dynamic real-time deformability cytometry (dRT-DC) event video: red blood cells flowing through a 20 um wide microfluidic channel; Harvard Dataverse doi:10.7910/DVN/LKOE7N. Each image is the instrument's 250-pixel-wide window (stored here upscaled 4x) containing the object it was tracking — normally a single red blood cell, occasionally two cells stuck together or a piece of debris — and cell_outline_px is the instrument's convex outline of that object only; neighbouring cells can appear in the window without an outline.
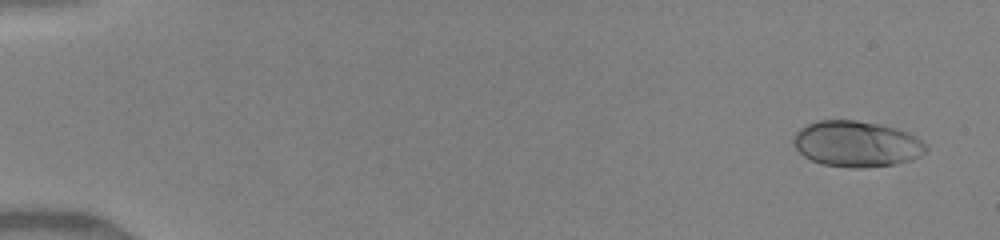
{"species": "human", "species_latin": "Homo sapiens", "temperature_condition": "warm", "stored_images_in_passage": 49, "camera_frame_rate_fps": 3000, "um_per_image_px": 0.085, "donor": {"sex": "female"}, "frame": {"image": 1, "passage_image": 3, "time_ms": 0.667, "image_size_px": [1000, 240], "cell_outline_px": [[928, 148], [920, 156], [908, 160], [892, 164], [860, 168], [852, 168], [824, 164], [812, 160], [804, 156], [796, 148], [796, 132], [800, 128], [816, 120], [856, 120], [896, 128], [916, 136]], "centroid_in_image_um": [72.81, 12.22], "position_along_channel_um": 12.2, "area_um2": 34.85}}
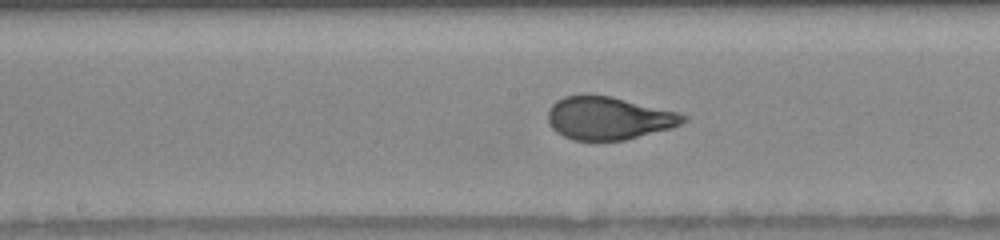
{"frame": {"image": 2, "passage_image": 30, "time_ms": 8.667, "image_size_px": [1000, 240], "cell_outline_px": [[688, 120], [672, 128], [624, 140], [572, 140], [556, 132], [552, 128], [548, 120], [548, 108], [556, 100], [564, 96], [588, 92], [612, 96], [676, 112], [688, 116]], "centroid_in_image_um": [51.69, 10.01], "position_along_channel_um": 196.5, "area_um2": 34.22}}
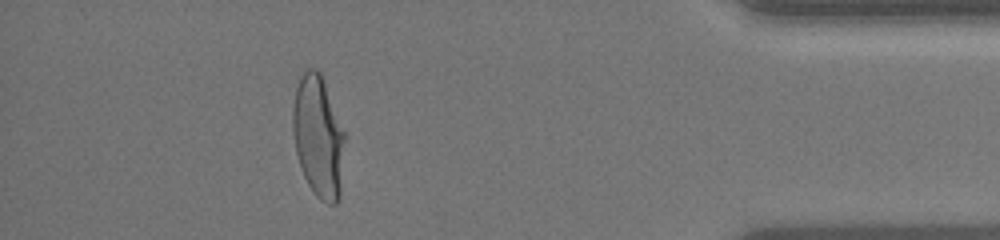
{"frame": {"image": 3, "passage_image": 45, "time_ms": 14.667, "image_size_px": [1000, 240], "cell_outline_px": [[344, 140], [340, 196], [336, 204], [328, 204], [320, 200], [316, 196], [308, 184], [304, 176], [296, 152], [292, 132], [292, 108], [296, 88], [304, 72], [308, 68], [316, 68], [320, 72], [344, 132]], "centroid_in_image_um": [27.04, 11.64], "position_along_channel_um": 408.2, "area_um2": 36.47}, "authors_computed_cell_mechanics": {"area_um2": 34.5644, "velocity_mm_per_s": 4.1718, "shape_relaxation_time_tau1_ms": 3.5756, "shape_relaxation_time_tau2_ms": null, "deformation_change_tau1": 0.2056, "deformation_change_tau2": null}}